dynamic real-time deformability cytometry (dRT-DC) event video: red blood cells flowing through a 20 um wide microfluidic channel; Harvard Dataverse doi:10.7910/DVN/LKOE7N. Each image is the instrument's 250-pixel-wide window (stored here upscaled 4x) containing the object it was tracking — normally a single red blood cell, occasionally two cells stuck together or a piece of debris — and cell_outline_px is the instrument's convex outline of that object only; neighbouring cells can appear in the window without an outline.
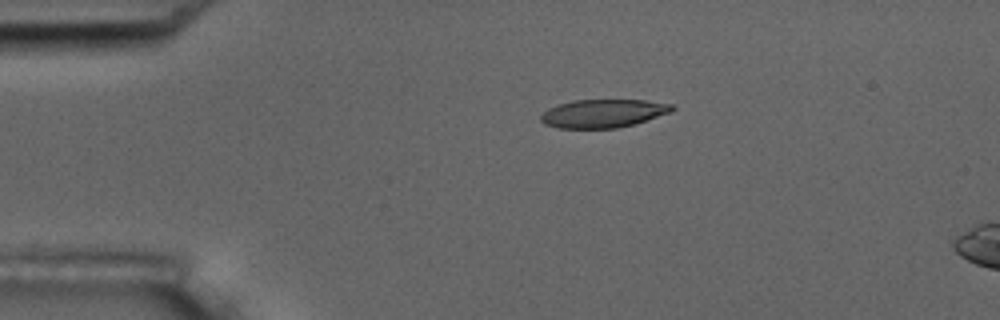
{"species": "common noctule bat (a hibernating species)", "species_latin": "Nyctalus noctula", "temperature_condition": "room temperature", "stored_images_in_passage": 3, "camera_frame_rate_fps": 3000, "um_per_image_px": 0.085, "animal": {"sex": "male", "body_mass_g": 17.5, "forearm_length_mm": 52.3}, "frame": {"image": 1, "passage_image": 1, "time_ms": 0.0, "image_size_px": [1000, 320], "cell_outline_px": [[676, 108], [672, 112], [632, 124], [616, 128], [556, 128], [544, 124], [540, 120], [540, 116], [548, 108], [572, 100], [644, 100], [672, 104]], "centroid_in_image_um": [51.25, 9.64], "position_along_channel_um": 33.7, "area_um2": 21.56}}